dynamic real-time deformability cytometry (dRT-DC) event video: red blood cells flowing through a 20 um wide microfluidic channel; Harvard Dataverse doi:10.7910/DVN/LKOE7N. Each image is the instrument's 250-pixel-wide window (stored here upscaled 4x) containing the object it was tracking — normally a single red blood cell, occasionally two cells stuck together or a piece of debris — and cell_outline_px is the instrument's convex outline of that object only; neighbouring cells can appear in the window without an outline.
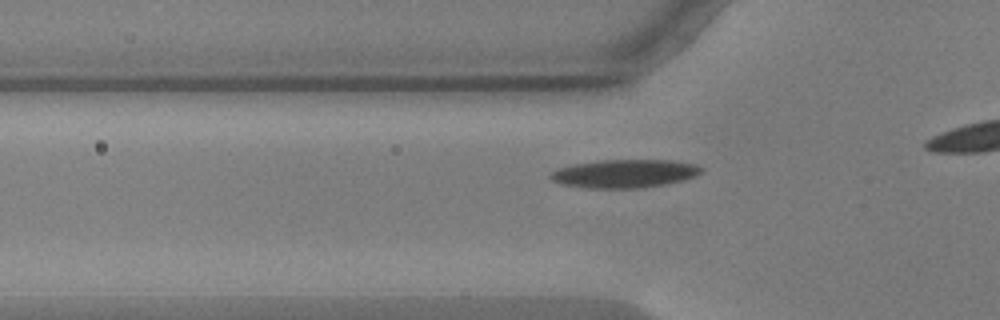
{"species": "common noctule bat (a hibernating species)", "species_latin": "Nyctalus noctula", "temperature_condition": "warm", "stored_images_in_passage": 29, "camera_frame_rate_fps": 3000, "um_per_image_px": 0.085, "animal": {"sex": "male", "body_mass_g": 17.9, "forearm_length_mm": 54.2}, "frame": {"image": 1, "passage_image": 2, "time_ms": 0.333, "image_size_px": [1000, 320], "cell_outline_px": [[704, 168], [696, 176], [684, 180], [664, 184], [640, 188], [584, 188], [560, 184], [552, 180], [548, 176], [552, 172], [560, 168], [572, 164], [596, 160], [672, 160], [696, 164]], "centroid_in_image_um": [53.08, 14.75], "position_along_channel_um": 72.7, "area_um2": 25.03}}
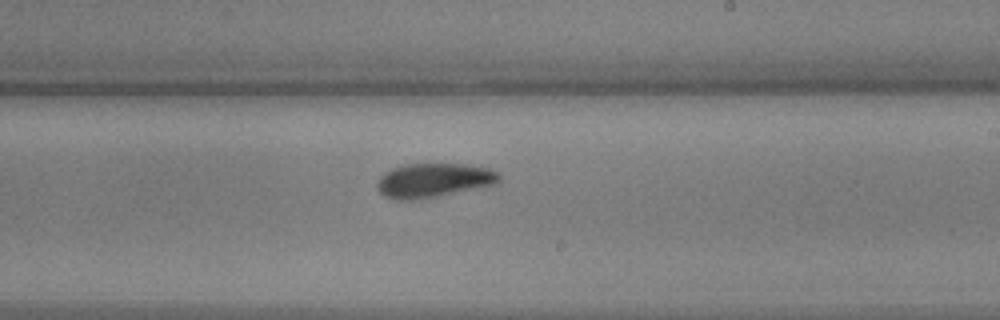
{"frame": {"image": 2, "passage_image": 17, "time_ms": 5.333, "image_size_px": [1000, 320], "cell_outline_px": [[500, 180], [496, 184], [484, 188], [420, 200], [396, 200], [384, 196], [376, 188], [376, 184], [380, 176], [384, 172], [392, 168], [404, 164], [468, 164], [488, 168], [500, 172]], "centroid_in_image_um": [36.89, 15.34], "position_along_channel_um": 252.1, "area_um2": 25.03}}
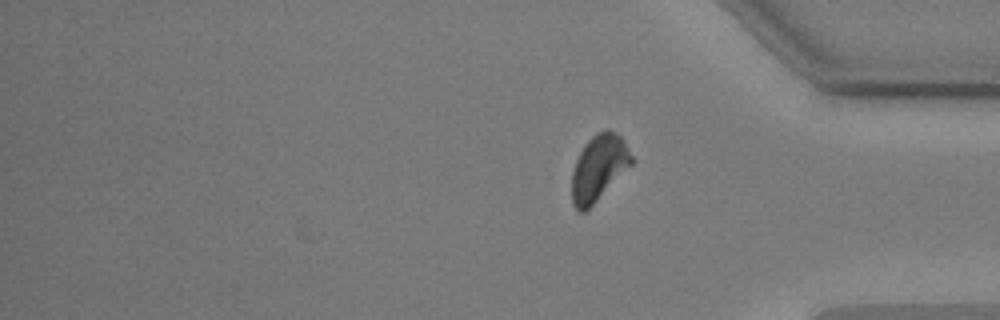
{"frame": {"image": 3, "passage_image": 29, "time_ms": 9.333, "image_size_px": [1000, 320], "cell_outline_px": [[636, 160], [584, 212], [576, 212], [572, 204], [572, 172], [576, 160], [584, 144], [596, 132], [604, 128], [608, 128], [616, 132], [624, 140]], "centroid_in_image_um": [50.9, 14.22], "position_along_channel_um": 384.3, "area_um2": 23.0}, "authors_computed_cell_mechanics": {"area_um2": 24.0448, "velocity_mm_per_s": 3.5746, "shape_relaxation_time_tau1_ms": 3.5378, "shape_relaxation_time_tau2_ms": 4.3755, "deformation_change_tau1": 0.1283, "deformation_change_tau2": 0.0994}}